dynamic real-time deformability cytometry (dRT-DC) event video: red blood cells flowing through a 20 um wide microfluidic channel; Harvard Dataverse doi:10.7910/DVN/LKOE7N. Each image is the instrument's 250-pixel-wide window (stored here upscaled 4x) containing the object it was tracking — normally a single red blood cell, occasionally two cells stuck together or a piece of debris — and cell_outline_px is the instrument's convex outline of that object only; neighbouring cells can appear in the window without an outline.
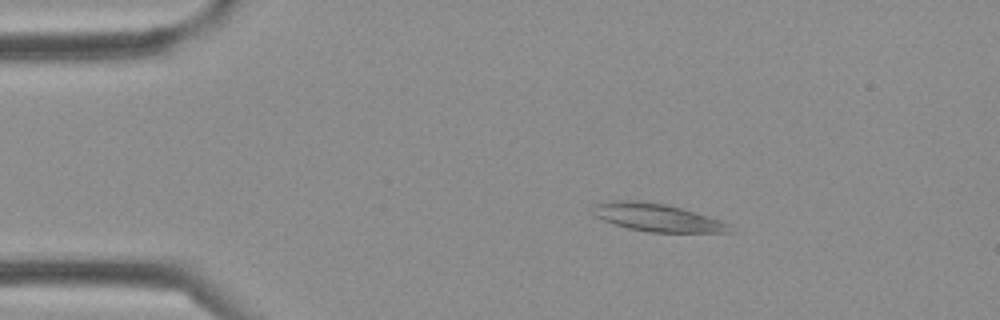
{"species": "Egyptian fruit bat (a non-hibernating species)", "species_latin": "Rousettus aegyptiacus", "temperature_condition": "cold", "stored_images_in_passage": 2, "camera_frame_rate_fps": 3000, "um_per_image_px": 0.085, "frame": {"image": 1, "passage_image": 1, "time_ms": 0.0, "image_size_px": [1000, 320], "cell_outline_px": [[732, 232], [648, 232], [628, 228], [592, 216], [588, 208], [588, 204], [612, 200], [640, 200], [664, 204], [680, 208], [708, 216], [720, 220], [728, 224]], "centroid_in_image_um": [55.69, 18.46], "position_along_channel_um": 29.3, "area_um2": 22.37}}